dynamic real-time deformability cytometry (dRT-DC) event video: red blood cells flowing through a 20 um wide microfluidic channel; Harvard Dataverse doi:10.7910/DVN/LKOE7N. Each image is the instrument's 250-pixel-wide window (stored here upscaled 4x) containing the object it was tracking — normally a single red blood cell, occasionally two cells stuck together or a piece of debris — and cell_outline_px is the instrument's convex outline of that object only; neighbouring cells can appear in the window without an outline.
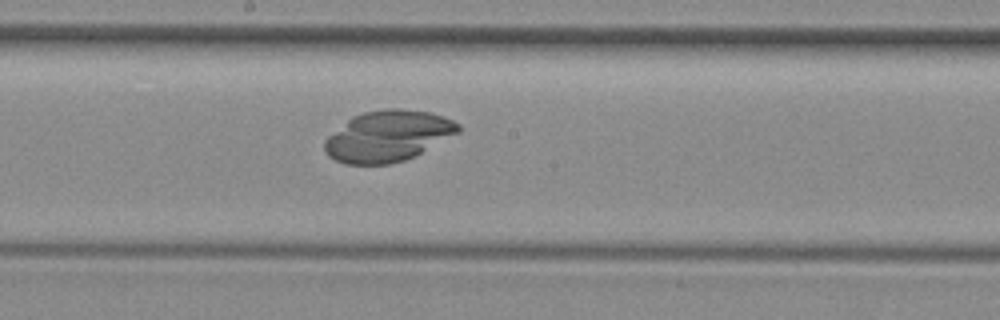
{"species": "common noctule bat (a hibernating species)", "species_latin": "Nyctalus noctula", "temperature_condition": "room temperature", "stored_images_in_passage": 46, "camera_frame_rate_fps": 3000, "um_per_image_px": 0.085, "animal": {"sex": "female", "body_mass_g": 29.2, "forearm_length_mm": 56.3}, "frame": {"image": 1, "passage_image": 27, "time_ms": 8.667, "image_size_px": [1000, 320], "cell_outline_px": [[460, 132], [404, 160], [388, 164], [344, 164], [328, 156], [324, 148], [324, 140], [328, 136], [352, 116], [364, 112], [388, 108], [396, 108], [428, 112], [444, 116], [460, 124]], "centroid_in_image_um": [32.95, 11.56], "position_along_channel_um": 215.3, "area_um2": 39.3}}
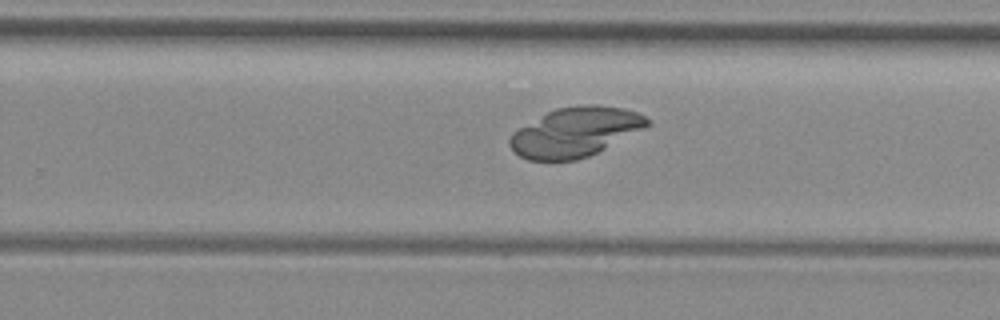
{"frame": {"image": 2, "passage_image": 32, "time_ms": 10.333, "image_size_px": [1000, 320], "cell_outline_px": [[648, 124], [644, 128], [588, 156], [576, 160], [528, 160], [512, 152], [508, 144], [508, 140], [512, 132], [548, 112], [556, 108], [584, 104], [596, 104], [624, 108], [636, 112], [644, 116], [648, 120]], "centroid_in_image_um": [48.84, 11.22], "position_along_channel_um": 281.0, "area_um2": 39.13}}